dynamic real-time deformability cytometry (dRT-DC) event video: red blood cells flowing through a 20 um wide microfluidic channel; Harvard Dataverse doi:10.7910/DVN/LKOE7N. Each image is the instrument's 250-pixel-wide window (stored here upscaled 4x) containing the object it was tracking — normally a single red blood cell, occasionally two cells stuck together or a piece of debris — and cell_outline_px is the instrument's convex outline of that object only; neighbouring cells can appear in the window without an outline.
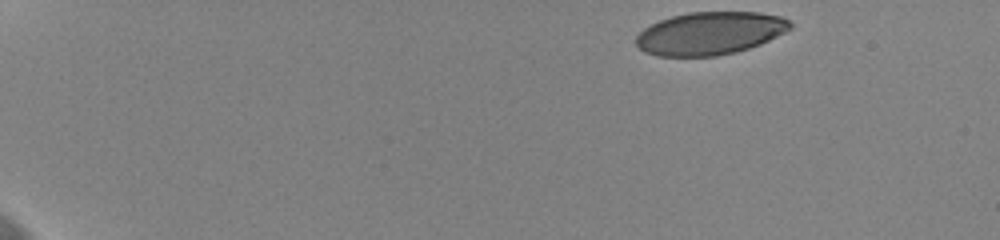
{"species": "human", "species_latin": "Homo sapiens", "temperature_condition": "cold", "stored_images_in_passage": 44, "camera_frame_rate_fps": 3000, "um_per_image_px": 0.085, "donor": {"sex": "female"}, "frame": {"image": 1, "passage_image": 1, "time_ms": 0.0, "image_size_px": [1000, 240], "cell_outline_px": [[792, 28], [760, 44], [736, 52], [716, 56], [656, 56], [644, 52], [636, 44], [636, 36], [644, 28], [660, 20], [672, 16], [688, 12], [760, 12], [780, 16], [788, 20], [792, 24]], "centroid_in_image_um": [60.33, 2.83], "position_along_channel_um": 24.7, "area_um2": 38.44}}
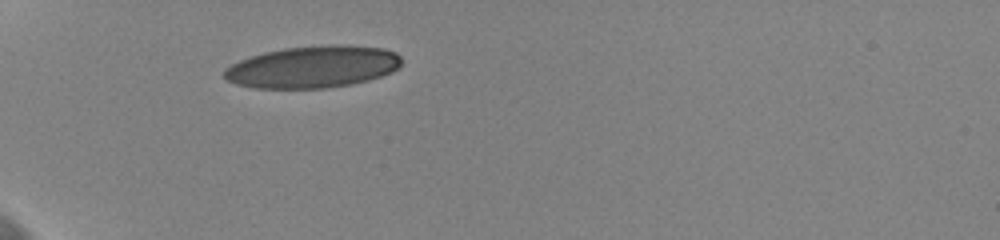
{"frame": {"image": 2, "passage_image": 13, "time_ms": 4.0, "image_size_px": [1000, 240], "cell_outline_px": [[400, 64], [392, 72], [368, 80], [352, 84], [324, 88], [252, 88], [236, 84], [228, 80], [224, 76], [224, 68], [240, 60], [264, 52], [284, 48], [336, 44], [340, 44], [384, 48], [396, 52], [400, 56]], "centroid_in_image_um": [26.59, 5.68], "position_along_channel_um": 58.4, "area_um2": 43.29}}
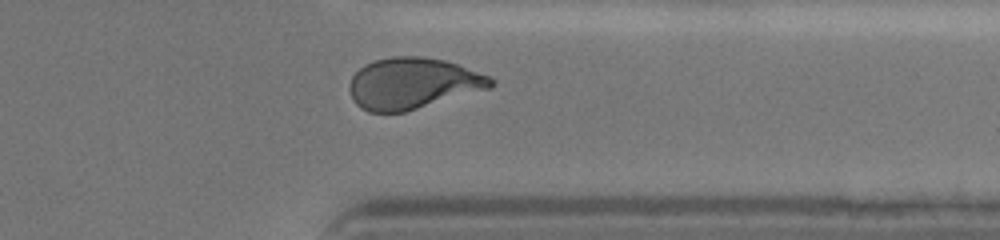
{"frame": {"image": 3, "passage_image": 41, "time_ms": 13.333, "image_size_px": [1000, 240], "cell_outline_px": [[496, 80], [492, 88], [404, 112], [368, 112], [360, 108], [356, 104], [348, 88], [348, 84], [352, 76], [364, 64], [372, 60], [392, 56], [420, 56], [444, 60], [456, 64], [488, 76]], "centroid_in_image_um": [35.06, 7.09], "position_along_channel_um": 376.3, "area_um2": 42.31}, "authors_computed_cell_mechanics": {"area_um2": 41.616, "velocity_mm_per_s": 3.635, "shape_relaxation_time_tau1_ms": 6.6063, "shape_relaxation_time_tau2_ms": 0.8254, "deformation_change_tau1": 0.1798, "deformation_change_tau2": 0.0696}}